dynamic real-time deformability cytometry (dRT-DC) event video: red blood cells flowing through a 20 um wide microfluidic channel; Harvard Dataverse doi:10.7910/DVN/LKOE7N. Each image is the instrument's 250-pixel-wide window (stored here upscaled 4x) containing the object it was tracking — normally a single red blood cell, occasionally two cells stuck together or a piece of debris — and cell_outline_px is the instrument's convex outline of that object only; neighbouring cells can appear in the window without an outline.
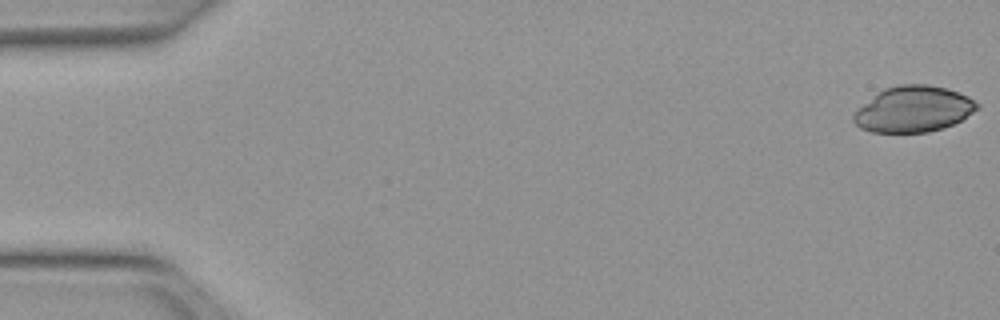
{"species": "Egyptian fruit bat (a non-hibernating species)", "species_latin": "Rousettus aegyptiacus", "temperature_condition": "warm", "stored_images_in_passage": 51, "camera_frame_rate_fps": 3000, "um_per_image_px": 0.085, "animal": {"sex": "female"}, "frame": {"image": 1, "passage_image": 1, "time_ms": 0.0, "image_size_px": [1000, 320], "cell_outline_px": [[980, 108], [960, 120], [952, 124], [928, 132], [872, 132], [860, 128], [852, 120], [852, 116], [864, 104], [884, 88], [900, 84], [928, 84], [944, 88], [968, 96], [980, 104]], "centroid_in_image_um": [77.65, 9.28], "position_along_channel_um": 7.3, "area_um2": 32.66}}
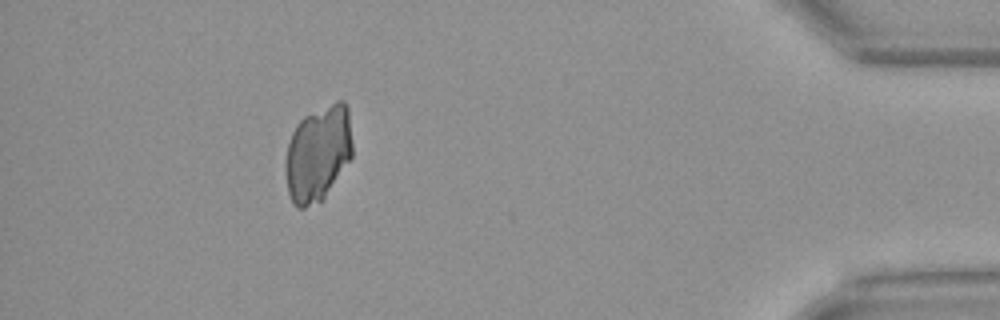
{"frame": {"image": 2, "passage_image": 46, "time_ms": 15.0, "image_size_px": [1000, 320], "cell_outline_px": [[352, 156], [324, 200], [304, 208], [296, 208], [288, 192], [284, 164], [288, 144], [292, 132], [296, 124], [304, 116], [336, 100], [344, 100], [348, 108], [352, 144]], "centroid_in_image_um": [27.03, 13.05], "position_along_channel_um": 408.2, "area_um2": 37.74}}